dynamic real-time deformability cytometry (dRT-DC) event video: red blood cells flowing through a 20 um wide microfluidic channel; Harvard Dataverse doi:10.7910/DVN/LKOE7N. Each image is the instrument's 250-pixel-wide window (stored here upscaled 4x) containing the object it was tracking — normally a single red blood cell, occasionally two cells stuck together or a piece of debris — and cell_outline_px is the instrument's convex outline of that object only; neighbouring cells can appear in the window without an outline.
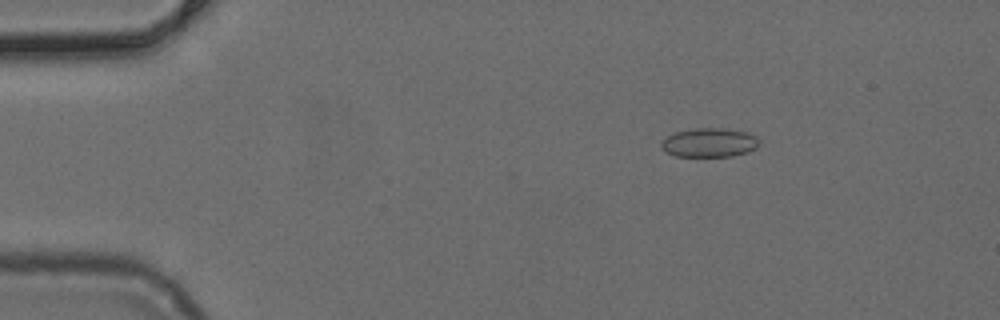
{"species": "common noctule bat (a hibernating species)", "species_latin": "Nyctalus noctula", "temperature_condition": "cold", "stored_images_in_passage": 51, "camera_frame_rate_fps": 3000, "um_per_image_px": 0.085, "animal": {"sex": "female", "body_mass_g": 24.6, "forearm_length_mm": 56.2}, "frame": {"image": 1, "passage_image": 8, "time_ms": 2.333, "image_size_px": [1000, 320], "cell_outline_px": [[756, 148], [748, 152], [732, 156], [676, 156], [664, 152], [660, 148], [660, 144], [668, 136], [676, 132], [692, 128], [724, 128], [748, 132], [756, 136]], "centroid_in_image_um": [60.26, 12.12], "position_along_channel_um": 24.7, "area_um2": 16.53}}
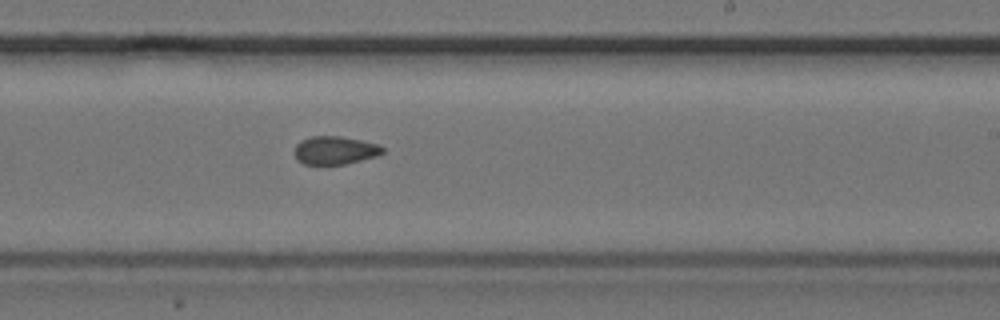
{"frame": {"image": 2, "passage_image": 31, "time_ms": 10.0, "image_size_px": [1000, 320], "cell_outline_px": [[384, 152], [376, 156], [344, 164], [304, 164], [296, 160], [292, 152], [296, 144], [300, 140], [312, 136], [340, 136], [380, 144], [384, 148]], "centroid_in_image_um": [28.42, 12.77], "position_along_channel_um": 260.6, "area_um2": 14.62}}
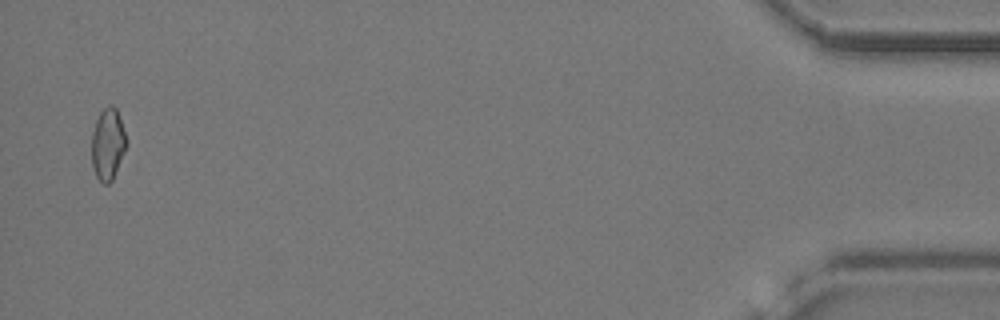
{"frame": {"image": 3, "passage_image": 50, "time_ms": 16.333, "image_size_px": [1000, 320], "cell_outline_px": [[128, 144], [112, 180], [108, 184], [104, 184], [96, 176], [92, 168], [92, 132], [96, 120], [100, 112], [108, 104], [112, 104], [116, 108], [128, 140]], "centroid_in_image_um": [9.17, 12.23], "position_along_channel_um": 426.0, "area_um2": 14.62}}